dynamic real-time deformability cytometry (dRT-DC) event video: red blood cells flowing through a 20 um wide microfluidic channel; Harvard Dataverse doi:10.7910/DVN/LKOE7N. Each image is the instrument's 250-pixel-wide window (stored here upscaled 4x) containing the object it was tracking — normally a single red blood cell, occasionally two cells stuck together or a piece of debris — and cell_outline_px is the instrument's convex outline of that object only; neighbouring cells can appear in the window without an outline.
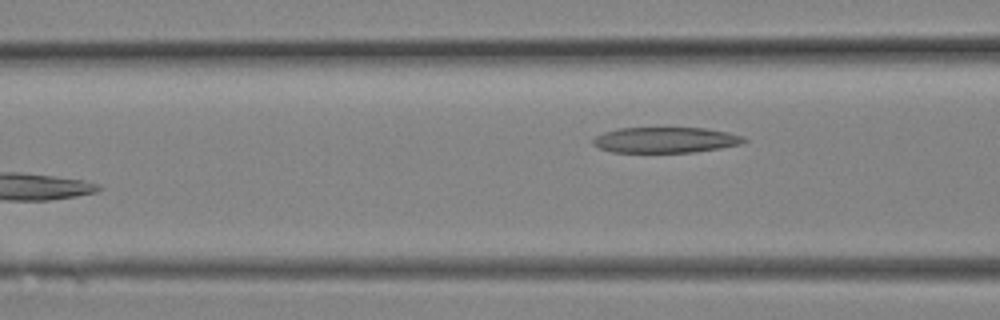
{"species": "Egyptian fruit bat (a non-hibernating species)", "species_latin": "Rousettus aegyptiacus", "temperature_condition": "room temperature", "stored_images_in_passage": 10, "camera_frame_rate_fps": 3000, "um_per_image_px": 0.085, "animal": {"sex": "female"}, "frame": {"image": 1, "passage_image": 10, "time_ms": 3.0, "image_size_px": [1000, 320], "cell_outline_px": [[748, 140], [740, 144], [720, 148], [692, 152], [612, 152], [600, 148], [592, 144], [592, 140], [596, 136], [604, 132], [620, 128], [704, 128], [728, 132], [744, 136]], "centroid_in_image_um": [56.57, 11.89], "position_along_channel_um": 110.0, "area_um2": 22.48}}